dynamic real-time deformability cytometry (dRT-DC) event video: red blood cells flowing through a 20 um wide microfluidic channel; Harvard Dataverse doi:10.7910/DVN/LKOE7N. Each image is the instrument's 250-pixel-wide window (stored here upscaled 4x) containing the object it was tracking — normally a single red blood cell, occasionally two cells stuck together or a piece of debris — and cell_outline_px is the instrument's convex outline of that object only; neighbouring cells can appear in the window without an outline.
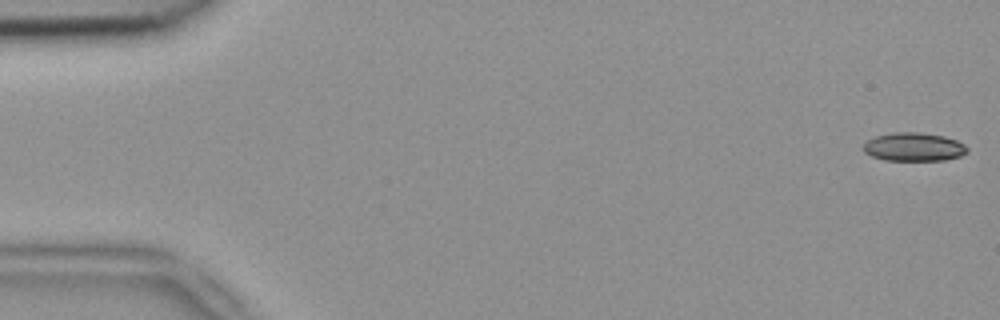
{"species": "common noctule bat (a hibernating species)", "species_latin": "Nyctalus noctula", "temperature_condition": "room temperature", "stored_images_in_passage": 5, "camera_frame_rate_fps": 3000, "um_per_image_px": 0.085, "animal": {"sex": "female", "body_mass_g": 18.4}, "frame": {"image": 1, "passage_image": 1, "time_ms": 0.0, "image_size_px": [1000, 320], "cell_outline_px": [[968, 152], [960, 156], [944, 160], [884, 160], [872, 156], [864, 152], [864, 144], [868, 140], [876, 136], [892, 132], [920, 132], [944, 136], [956, 140], [964, 144], [968, 148]], "centroid_in_image_um": [77.69, 12.48], "position_along_channel_um": 7.3, "area_um2": 17.22}}
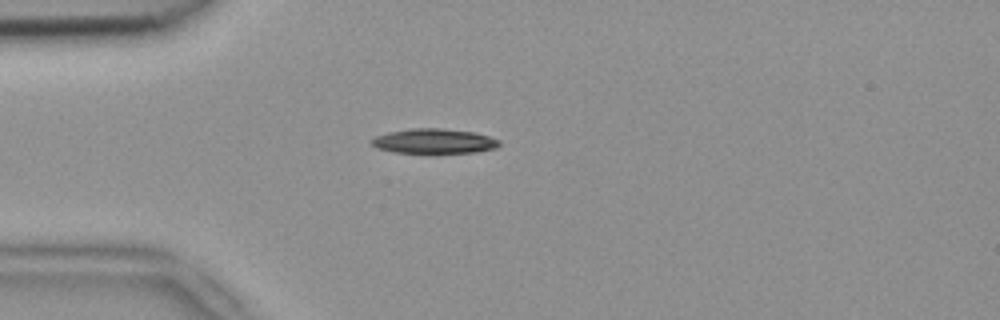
{"frame": {"image": 2, "passage_image": 4, "time_ms": 1.0, "image_size_px": [1000, 320], "cell_outline_px": [[500, 144], [496, 148], [476, 152], [392, 152], [376, 148], [368, 140], [376, 136], [388, 132], [412, 128], [440, 128], [476, 132], [500, 140]], "centroid_in_image_um": [36.88, 11.98], "position_along_channel_um": 48.1, "area_um2": 18.38}}